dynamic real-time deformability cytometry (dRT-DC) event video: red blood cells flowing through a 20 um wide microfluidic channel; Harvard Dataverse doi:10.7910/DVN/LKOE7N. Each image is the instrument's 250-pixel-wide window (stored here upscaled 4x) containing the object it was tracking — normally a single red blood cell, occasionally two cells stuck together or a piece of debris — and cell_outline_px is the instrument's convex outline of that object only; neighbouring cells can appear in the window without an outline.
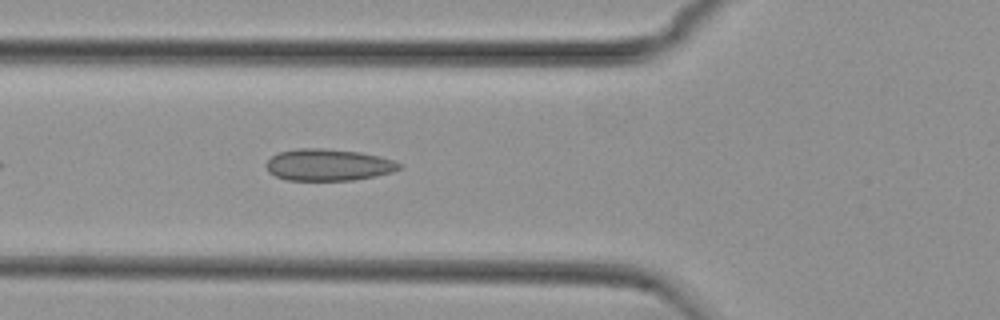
{"species": "common noctule bat (a hibernating species)", "species_latin": "Nyctalus noctula", "temperature_condition": "cold", "stored_images_in_passage": 41, "camera_frame_rate_fps": 3000, "um_per_image_px": 0.085, "animal": {"sex": "female", "body_mass_g": 29.2, "forearm_length_mm": 56.3}, "frame": {"image": 1, "passage_image": 6, "time_ms": 1.667, "image_size_px": [1000, 320], "cell_outline_px": [[400, 168], [392, 172], [376, 176], [352, 180], [284, 180], [268, 172], [268, 160], [272, 156], [280, 152], [296, 148], [324, 148], [360, 152], [392, 160], [400, 164]], "centroid_in_image_um": [27.88, 14.01], "position_along_channel_um": 97.9, "area_um2": 24.39}}
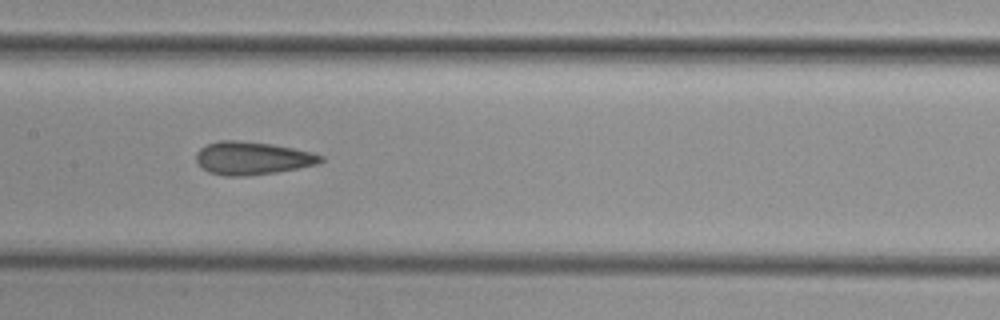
{"frame": {"image": 2, "passage_image": 13, "time_ms": 4.0, "image_size_px": [1000, 320], "cell_outline_px": [[324, 160], [320, 164], [276, 172], [244, 176], [224, 176], [208, 172], [196, 160], [196, 152], [200, 148], [208, 144], [220, 140], [240, 140], [272, 144], [312, 152], [324, 156]], "centroid_in_image_um": [21.47, 13.44], "position_along_channel_um": 185.9, "area_um2": 23.99}}
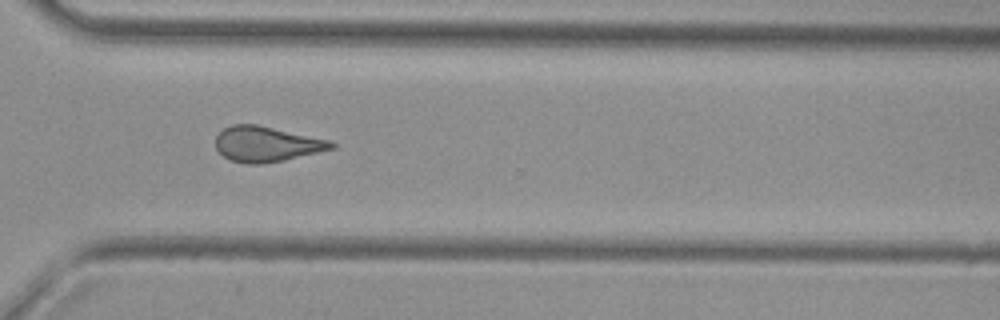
{"frame": {"image": 3, "passage_image": 26, "time_ms": 8.333, "image_size_px": [1000, 320], "cell_outline_px": [[336, 148], [284, 160], [264, 164], [244, 164], [232, 160], [224, 156], [216, 148], [216, 136], [224, 128], [232, 124], [256, 124], [332, 140], [336, 144]], "centroid_in_image_um": [22.69, 12.24], "position_along_channel_um": 347.9, "area_um2": 23.93}, "authors_computed_cell_mechanics": {"area_um2": 23.9292, "velocity_mm_per_s": 3.747, "shape_relaxation_time_tau1_ms": null, "shape_relaxation_time_tau2_ms": 2.194, "deformation_change_tau1": null, "deformation_change_tau2": 0.1024}}